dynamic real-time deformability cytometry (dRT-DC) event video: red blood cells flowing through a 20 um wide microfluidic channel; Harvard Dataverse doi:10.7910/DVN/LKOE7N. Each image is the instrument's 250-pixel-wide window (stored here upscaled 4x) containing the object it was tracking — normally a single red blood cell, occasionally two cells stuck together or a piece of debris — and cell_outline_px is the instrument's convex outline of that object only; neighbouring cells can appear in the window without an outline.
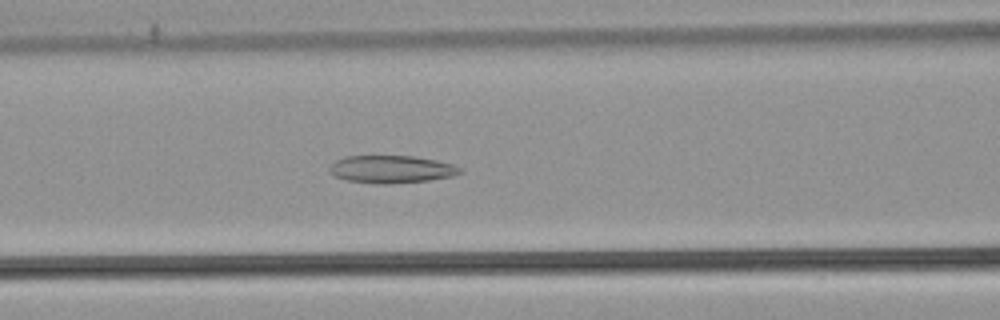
{"species": "common noctule bat (a hibernating species)", "species_latin": "Nyctalus noctula", "temperature_condition": "warm", "stored_images_in_passage": 53, "camera_frame_rate_fps": 3000, "um_per_image_px": 0.085, "animal": {"sex": "male", "body_mass_g": 21.5, "forearm_length_mm": 52.0}, "frame": {"image": 1, "passage_image": 23, "time_ms": 7.333, "image_size_px": [1000, 320], "cell_outline_px": [[464, 172], [452, 176], [428, 180], [388, 184], [372, 184], [348, 180], [332, 176], [328, 168], [336, 160], [344, 156], [412, 156], [436, 160], [452, 164], [460, 168]], "centroid_in_image_um": [33.23, 14.39], "position_along_channel_um": 133.4, "area_um2": 21.04}}
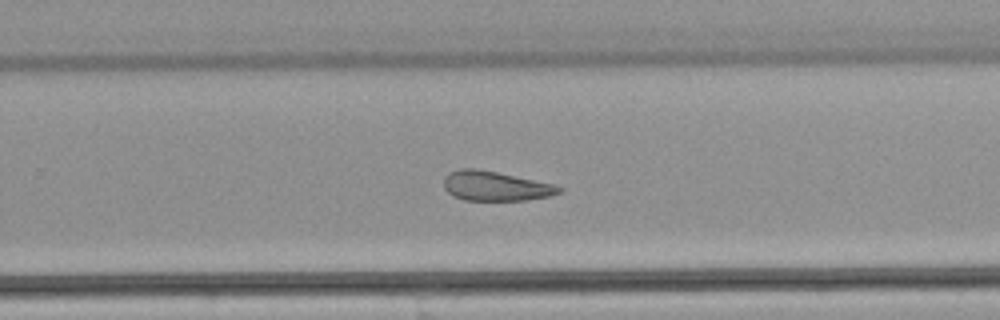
{"frame": {"image": 2, "passage_image": 35, "time_ms": 11.333, "image_size_px": [1000, 320], "cell_outline_px": [[564, 188], [560, 192], [552, 196], [528, 200], [464, 200], [452, 196], [444, 188], [444, 176], [448, 172], [460, 168], [476, 168], [556, 184]], "centroid_in_image_um": [42.12, 15.81], "position_along_channel_um": 287.7, "area_um2": 20.11}}
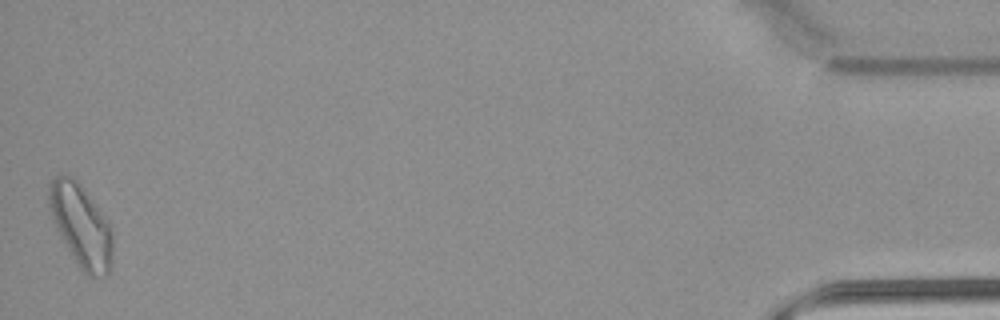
{"frame": {"image": 3, "passage_image": 53, "time_ms": 17.333, "image_size_px": [1000, 320], "cell_outline_px": [[112, 268], [104, 276], [88, 276], [80, 268], [68, 248], [52, 220], [48, 204], [48, 192], [52, 180], [56, 176], [68, 176], [76, 180], [80, 184], [100, 212], [108, 224], [112, 232]], "centroid_in_image_um": [6.88, 19.21], "position_along_channel_um": 428.3, "area_um2": 29.77}, "authors_computed_cell_mechanics": {"area_um2": 24.565, "velocity_mm_per_s": 3.8649, "shape_relaxation_time_tau1_ms": null, "shape_relaxation_time_tau2_ms": 4.703, "deformation_change_tau1": null, "deformation_change_tau2": 0.1297}}